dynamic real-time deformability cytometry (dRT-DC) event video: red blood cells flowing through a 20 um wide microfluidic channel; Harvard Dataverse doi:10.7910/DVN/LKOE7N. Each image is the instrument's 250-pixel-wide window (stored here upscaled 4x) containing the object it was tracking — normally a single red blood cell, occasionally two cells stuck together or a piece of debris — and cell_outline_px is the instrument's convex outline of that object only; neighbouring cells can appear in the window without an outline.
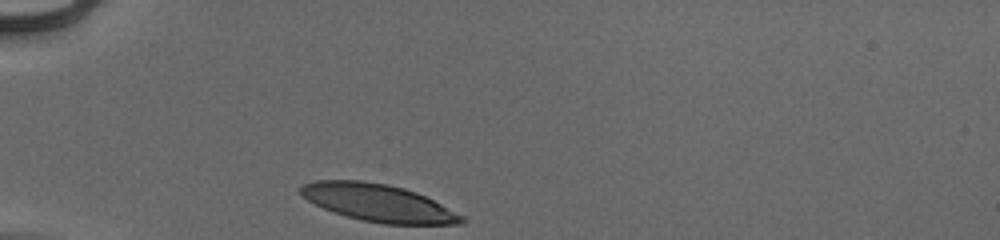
{"species": "human", "species_latin": "Homo sapiens", "temperature_condition": "cold", "stored_images_in_passage": 29, "camera_frame_rate_fps": 3000, "um_per_image_px": 0.085, "donor": {"sex": "male"}, "frame": {"image": 1, "passage_image": 1, "time_ms": 0.0, "image_size_px": [1000, 240], "cell_outline_px": [[468, 220], [460, 224], [384, 224], [360, 220], [324, 208], [300, 196], [300, 184], [312, 180], [364, 180], [388, 184], [404, 188], [416, 192], [464, 216]], "centroid_in_image_um": [32.12, 17.23], "position_along_channel_um": 52.9, "area_um2": 35.03}}
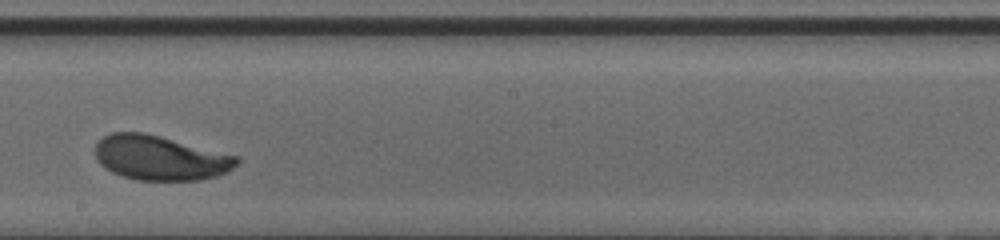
{"frame": {"image": 2, "passage_image": 17, "time_ms": 5.333, "image_size_px": [1000, 240], "cell_outline_px": [[240, 164], [228, 172], [216, 176], [200, 180], [136, 180], [112, 172], [100, 164], [96, 156], [96, 144], [104, 136], [112, 132], [144, 132], [240, 156]], "centroid_in_image_um": [13.68, 13.42], "position_along_channel_um": 234.5, "area_um2": 36.93}}
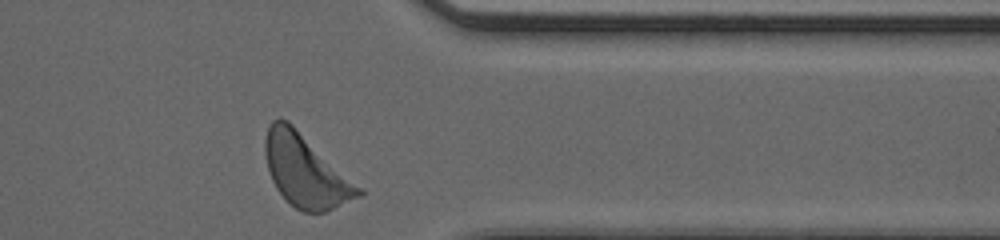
{"frame": {"image": 3, "passage_image": 29, "time_ms": 9.333, "image_size_px": [1000, 240], "cell_outline_px": [[364, 192], [360, 196], [324, 212], [304, 212], [296, 208], [276, 188], [272, 180], [268, 168], [264, 152], [264, 140], [268, 124], [272, 120], [280, 116], [288, 120], [364, 188]], "centroid_in_image_um": [25.98, 14.48], "position_along_channel_um": 385.4, "area_um2": 39.48}, "authors_computed_cell_mechanics": {"area_um2": 36.8186, "velocity_mm_per_s": 3.8864, "shape_relaxation_time_tau1_ms": 1.9578, "shape_relaxation_time_tau2_ms": null, "deformation_change_tau1": 0.1343, "deformation_change_tau2": null}}